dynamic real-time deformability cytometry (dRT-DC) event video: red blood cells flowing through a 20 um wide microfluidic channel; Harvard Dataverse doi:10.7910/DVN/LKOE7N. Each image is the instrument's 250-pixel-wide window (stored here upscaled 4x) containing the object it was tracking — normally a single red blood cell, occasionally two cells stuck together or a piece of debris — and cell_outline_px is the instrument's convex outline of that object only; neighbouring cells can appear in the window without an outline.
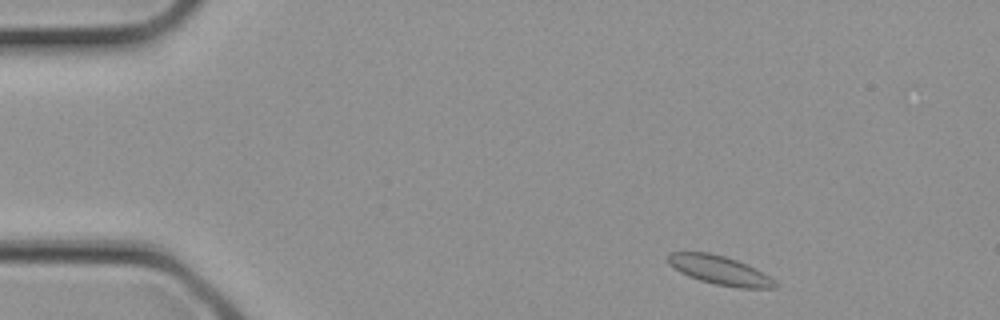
{"species": "common noctule bat (a hibernating species)", "species_latin": "Nyctalus noctula", "temperature_condition": "cold", "stored_images_in_passage": 2, "camera_frame_rate_fps": 3000, "um_per_image_px": 0.085, "animal": {"sex": "female", "body_mass_g": 21.9}, "frame": {"image": 1, "passage_image": 1, "time_ms": 0.0, "image_size_px": [1000, 320], "cell_outline_px": [[776, 288], [740, 288], [716, 284], [700, 280], [688, 276], [680, 272], [668, 264], [668, 256], [672, 252], [708, 252], [724, 256], [748, 264], [756, 268], [776, 280]], "centroid_in_image_um": [61.2, 22.97], "position_along_channel_um": 23.8, "area_um2": 17.98}}